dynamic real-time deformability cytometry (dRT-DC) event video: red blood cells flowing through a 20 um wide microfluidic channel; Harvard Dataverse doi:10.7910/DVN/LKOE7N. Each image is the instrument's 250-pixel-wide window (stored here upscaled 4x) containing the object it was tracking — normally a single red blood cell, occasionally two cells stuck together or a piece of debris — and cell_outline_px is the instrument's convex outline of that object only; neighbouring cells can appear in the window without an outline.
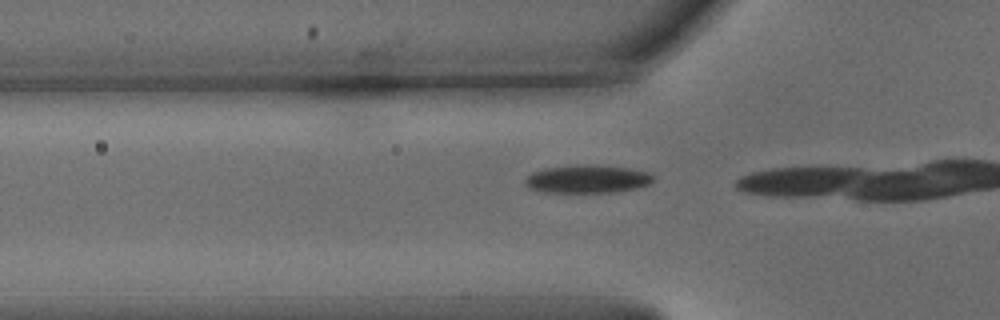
{"species": "common noctule bat (a hibernating species)", "species_latin": "Nyctalus noctula", "temperature_condition": "warm", "stored_images_in_passage": 4, "camera_frame_rate_fps": 3000, "um_per_image_px": 0.085, "animal": {"sex": "male", "body_mass_g": 15.6}, "frame": {"image": 1, "passage_image": 2, "time_ms": 0.333, "image_size_px": [1000, 320], "cell_outline_px": [[656, 176], [648, 184], [636, 188], [616, 192], [544, 192], [528, 188], [524, 184], [524, 180], [532, 172], [544, 168], [580, 164], [588, 164], [632, 168], [648, 172]], "centroid_in_image_um": [49.92, 15.21], "position_along_channel_um": 75.9, "area_um2": 21.15}}